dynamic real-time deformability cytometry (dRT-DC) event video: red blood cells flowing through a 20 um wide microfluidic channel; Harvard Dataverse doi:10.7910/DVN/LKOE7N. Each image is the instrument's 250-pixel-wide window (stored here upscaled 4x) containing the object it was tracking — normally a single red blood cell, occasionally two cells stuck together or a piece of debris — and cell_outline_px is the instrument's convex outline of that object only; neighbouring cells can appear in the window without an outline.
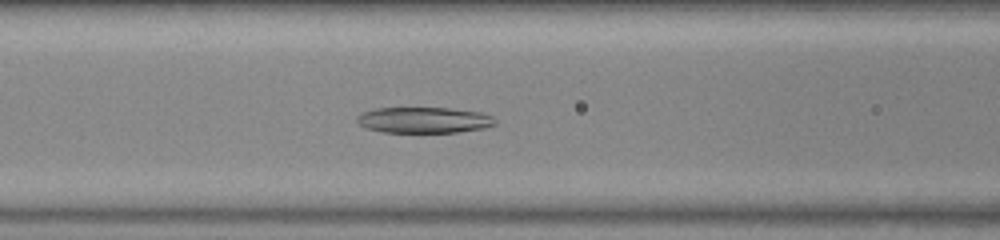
{"species": "common noctule bat (a hibernating species)", "species_latin": "Nyctalus noctula", "temperature_condition": "warm", "stored_images_in_passage": 49, "segment_of_instrument_passage": [1, 2], "camera_frame_rate_fps": 3000, "um_per_image_px": 0.085, "animal": {"sex": "female", "body_mass_g": 23.0, "forearm_length_mm": 53.4}, "frame": {"image": 1, "passage_image": 16, "time_ms": 5.0, "image_size_px": [1000, 240], "cell_outline_px": [[496, 124], [484, 128], [456, 132], [384, 132], [368, 128], [360, 124], [356, 120], [356, 116], [364, 112], [376, 108], [448, 108], [480, 112], [492, 116], [496, 120]], "centroid_in_image_um": [36.05, 10.2], "position_along_channel_um": 130.5, "area_um2": 20.69}}
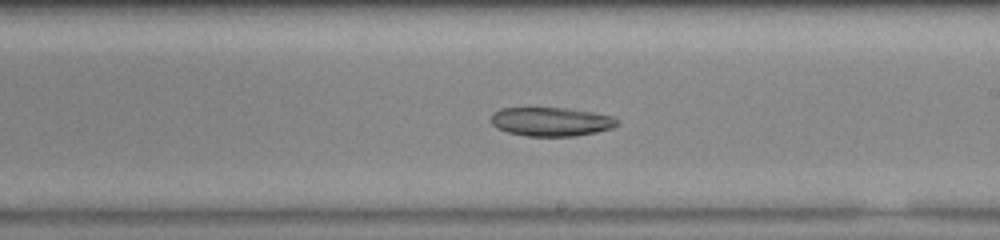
{"frame": {"image": 2, "passage_image": 25, "time_ms": 8.0, "image_size_px": [1000, 240], "cell_outline_px": [[620, 124], [612, 128], [596, 132], [576, 136], [528, 136], [508, 132], [496, 128], [492, 124], [492, 112], [500, 108], [568, 108], [592, 112], [612, 116], [620, 120]], "centroid_in_image_um": [46.87, 10.34], "position_along_channel_um": 242.1, "area_um2": 21.33}}
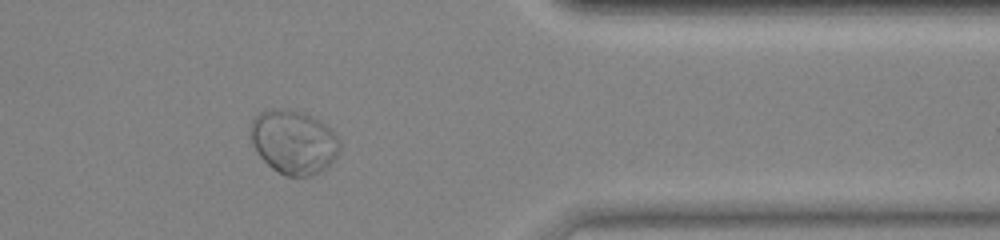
{"frame": {"image": 3, "passage_image": 38, "time_ms": 12.333, "image_size_px": [1000, 240], "cell_outline_px": [[340, 152], [320, 172], [312, 176], [284, 176], [272, 168], [260, 156], [252, 144], [252, 120], [260, 112], [268, 108], [288, 108], [312, 116], [328, 124], [332, 128], [340, 140]], "centroid_in_image_um": [24.99, 12.05], "position_along_channel_um": 386.4, "area_um2": 33.35}}